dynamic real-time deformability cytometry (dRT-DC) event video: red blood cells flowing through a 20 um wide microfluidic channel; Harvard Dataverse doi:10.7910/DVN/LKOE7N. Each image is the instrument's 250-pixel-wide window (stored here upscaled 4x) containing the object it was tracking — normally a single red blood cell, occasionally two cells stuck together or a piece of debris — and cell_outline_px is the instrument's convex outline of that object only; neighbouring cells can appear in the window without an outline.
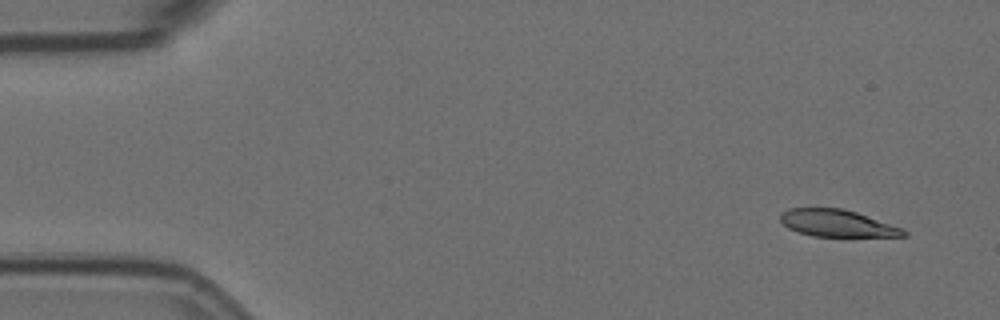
{"species": "Egyptian fruit bat (a non-hibernating species)", "species_latin": "Rousettus aegyptiacus", "temperature_condition": "room temperature", "stored_images_in_passage": 4, "camera_frame_rate_fps": 3000, "um_per_image_px": 0.085, "animal": {"sex": "female"}, "frame": {"image": 1, "passage_image": 1, "time_ms": 0.0, "image_size_px": [1000, 320], "cell_outline_px": [[908, 236], [812, 236], [796, 232], [788, 228], [780, 220], [780, 216], [788, 208], [844, 208], [904, 228], [908, 232]], "centroid_in_image_um": [71.18, 18.98], "position_along_channel_um": 13.8, "area_um2": 19.42}}
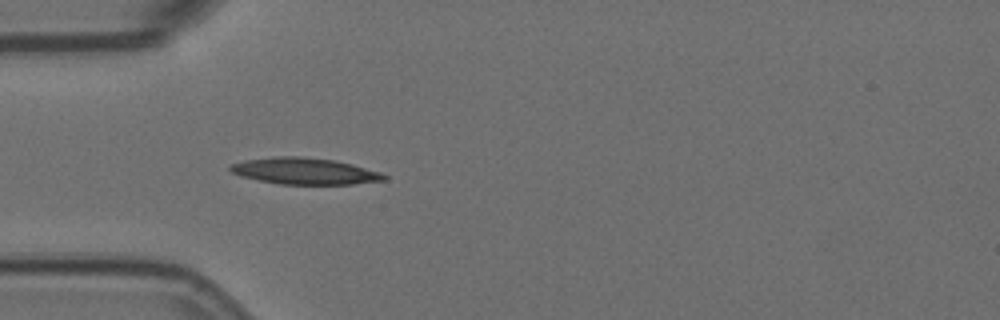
{"frame": {"image": 2, "passage_image": 4, "time_ms": 1.0, "image_size_px": [1000, 320], "cell_outline_px": [[388, 180], [352, 184], [280, 184], [240, 176], [232, 172], [228, 168], [232, 164], [244, 160], [272, 156], [300, 156], [336, 160], [352, 164], [380, 172], [388, 176]], "centroid_in_image_um": [25.91, 14.54], "position_along_channel_um": 59.1, "area_um2": 23.81}}